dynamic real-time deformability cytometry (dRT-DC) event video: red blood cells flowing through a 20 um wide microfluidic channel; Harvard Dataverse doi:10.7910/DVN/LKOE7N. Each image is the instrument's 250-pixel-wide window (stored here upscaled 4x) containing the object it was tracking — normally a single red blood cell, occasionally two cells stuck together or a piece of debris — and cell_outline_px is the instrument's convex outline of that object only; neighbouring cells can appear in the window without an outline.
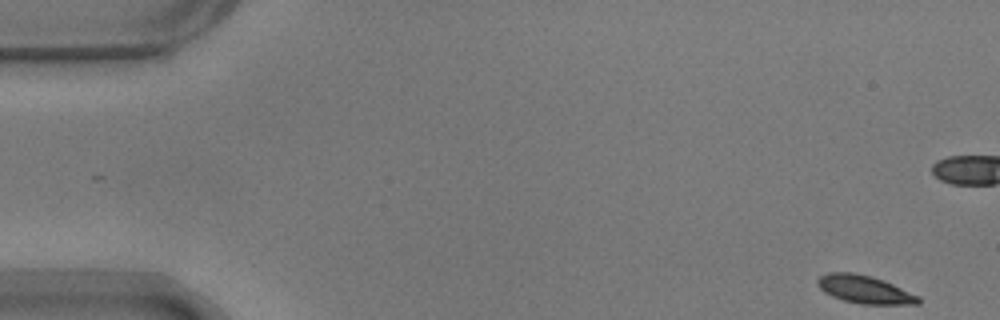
{"species": "common noctule bat (a hibernating species)", "species_latin": "Nyctalus noctula", "temperature_condition": "warm", "stored_images_in_passage": 15, "camera_frame_rate_fps": 3000, "um_per_image_px": 0.085, "animal": {"sex": "male", "body_mass_g": 17.9}, "frame": {"image": 1, "passage_image": 1, "time_ms": 0.0, "image_size_px": [1000, 320], "cell_outline_px": [[920, 304], [864, 304], [844, 300], [832, 296], [824, 292], [816, 284], [816, 280], [820, 276], [828, 272], [852, 272], [872, 276], [884, 280], [920, 296]], "centroid_in_image_um": [73.49, 24.59], "position_along_channel_um": 11.5, "area_um2": 16.47}}